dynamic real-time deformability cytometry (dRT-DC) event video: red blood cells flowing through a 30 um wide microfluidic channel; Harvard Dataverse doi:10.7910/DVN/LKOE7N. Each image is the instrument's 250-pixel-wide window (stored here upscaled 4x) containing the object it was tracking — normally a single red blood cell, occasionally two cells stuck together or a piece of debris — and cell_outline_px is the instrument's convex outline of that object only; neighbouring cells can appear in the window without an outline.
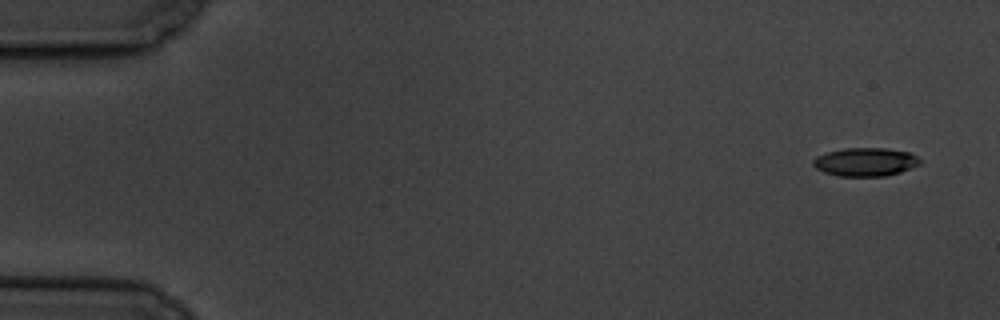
{"species": "common noctule bat (a hibernating species)", "species_latin": "Nyctalus noctula", "temperature_condition": "cold", "stored_images_in_passage": 6, "camera_frame_rate_fps": 3000, "um_per_image_px": 0.085, "animal": {"sex": "male", "body_mass_g": 19.5, "forearm_length_mm": 54.6}, "frame": {"image": 1, "passage_image": 1, "time_ms": 0.0, "image_size_px": [1000, 320], "cell_outline_px": [[920, 164], [900, 172], [884, 176], [836, 176], [824, 172], [816, 168], [812, 164], [812, 160], [816, 156], [828, 152], [844, 148], [884, 148], [908, 152], [916, 156], [920, 160]], "centroid_in_image_um": [73.52, 13.77], "position_along_channel_um": 11.5, "area_um2": 17.63}}
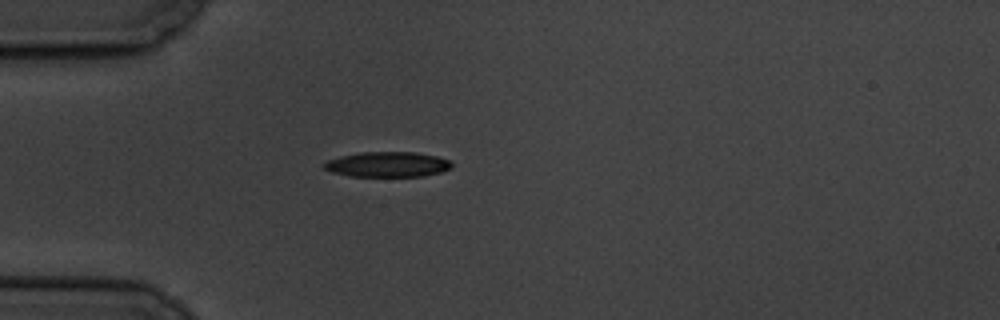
{"frame": {"image": 2, "passage_image": 5, "time_ms": 4.667, "image_size_px": [1000, 320], "cell_outline_px": [[452, 168], [440, 172], [424, 176], [348, 176], [332, 172], [324, 168], [320, 164], [328, 160], [340, 156], [360, 152], [416, 152], [436, 156], [448, 160], [452, 164]], "centroid_in_image_um": [32.91, 13.97], "position_along_channel_um": 52.1, "area_um2": 18.79}}